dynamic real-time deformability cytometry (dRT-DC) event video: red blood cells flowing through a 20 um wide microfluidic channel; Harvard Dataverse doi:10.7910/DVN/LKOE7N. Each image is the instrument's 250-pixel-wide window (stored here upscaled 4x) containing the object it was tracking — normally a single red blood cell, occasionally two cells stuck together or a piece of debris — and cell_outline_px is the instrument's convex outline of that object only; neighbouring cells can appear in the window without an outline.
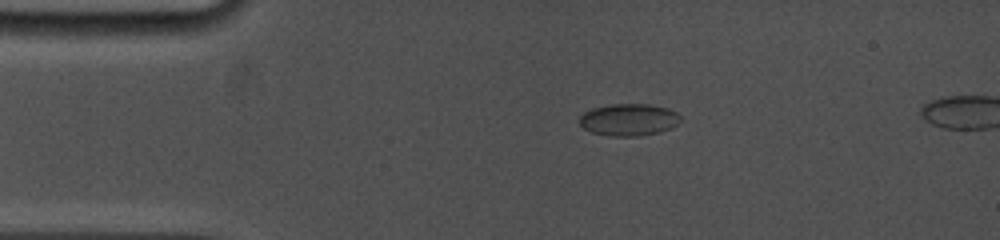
{"species": "common noctule bat (a hibernating species)", "species_latin": "Nyctalus noctula", "temperature_condition": "cold", "stored_images_in_passage": 34, "camera_frame_rate_fps": 5000, "um_per_image_px": 0.085, "animal": {"sex": "female", "body_mass_g": 19.0, "forearm_length_mm": 53.3}, "frame": {"image": 1, "passage_image": 1, "time_ms": 0.0, "image_size_px": [1000, 240], "cell_outline_px": [[680, 120], [672, 128], [660, 132], [640, 136], [612, 136], [592, 132], [584, 128], [580, 124], [580, 116], [584, 112], [592, 108], [612, 104], [648, 104], [668, 108], [676, 112], [680, 116]], "centroid_in_image_um": [53.46, 10.17], "position_along_channel_um": 31.5, "area_um2": 18.84}}
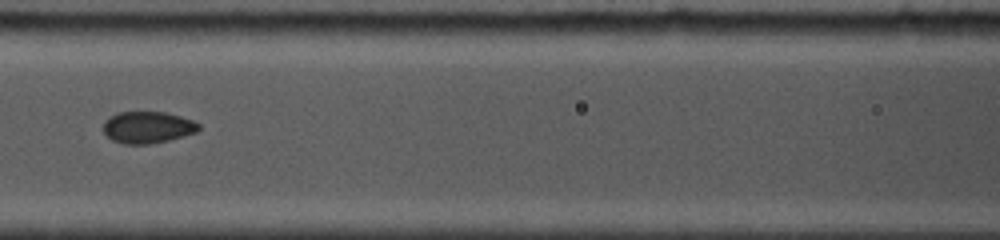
{"frame": {"image": 2, "passage_image": 17, "time_ms": 4.2, "image_size_px": [1000, 240], "cell_outline_px": [[200, 128], [196, 132], [184, 136], [168, 140], [148, 144], [124, 144], [112, 140], [104, 132], [104, 120], [116, 112], [164, 112], [180, 116], [192, 120], [200, 124]], "centroid_in_image_um": [12.54, 10.82], "position_along_channel_um": 154.1, "area_um2": 17.63}}
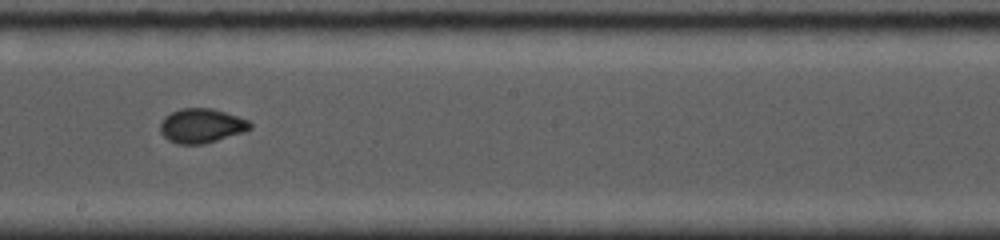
{"frame": {"image": 3, "passage_image": 25, "time_ms": 6.2, "image_size_px": [1000, 240], "cell_outline_px": [[252, 128], [244, 132], [204, 144], [176, 144], [168, 140], [160, 132], [160, 124], [164, 116], [180, 108], [212, 108], [248, 120], [252, 124]], "centroid_in_image_um": [17.11, 10.69], "position_along_channel_um": 231.1, "area_um2": 18.03}}